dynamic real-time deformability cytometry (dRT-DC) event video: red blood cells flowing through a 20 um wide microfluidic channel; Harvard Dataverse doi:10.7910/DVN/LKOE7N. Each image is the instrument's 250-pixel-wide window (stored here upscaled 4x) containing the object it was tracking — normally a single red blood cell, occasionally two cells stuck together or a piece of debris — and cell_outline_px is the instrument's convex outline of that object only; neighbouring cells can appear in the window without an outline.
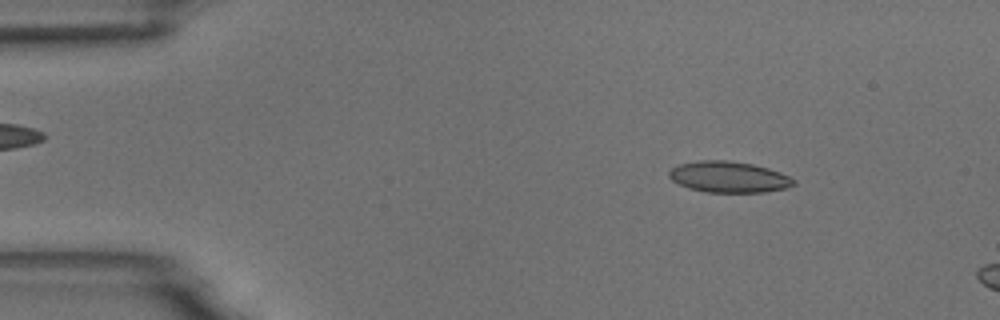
{"species": "common noctule bat (a hibernating species)", "species_latin": "Nyctalus noctula", "temperature_condition": "room temperature", "stored_images_in_passage": 4, "camera_frame_rate_fps": 3000, "um_per_image_px": 0.085, "animal": {"sex": "male", "body_mass_g": 18.8}, "frame": {"image": 1, "passage_image": 2, "time_ms": 1.0, "image_size_px": [1000, 320], "cell_outline_px": [[796, 184], [788, 188], [764, 192], [704, 192], [688, 188], [672, 180], [668, 176], [668, 172], [672, 168], [680, 164], [700, 160], [728, 160], [752, 164], [768, 168], [780, 172], [796, 180]], "centroid_in_image_um": [61.96, 15.04], "position_along_channel_um": 23.0, "area_um2": 22.66}}